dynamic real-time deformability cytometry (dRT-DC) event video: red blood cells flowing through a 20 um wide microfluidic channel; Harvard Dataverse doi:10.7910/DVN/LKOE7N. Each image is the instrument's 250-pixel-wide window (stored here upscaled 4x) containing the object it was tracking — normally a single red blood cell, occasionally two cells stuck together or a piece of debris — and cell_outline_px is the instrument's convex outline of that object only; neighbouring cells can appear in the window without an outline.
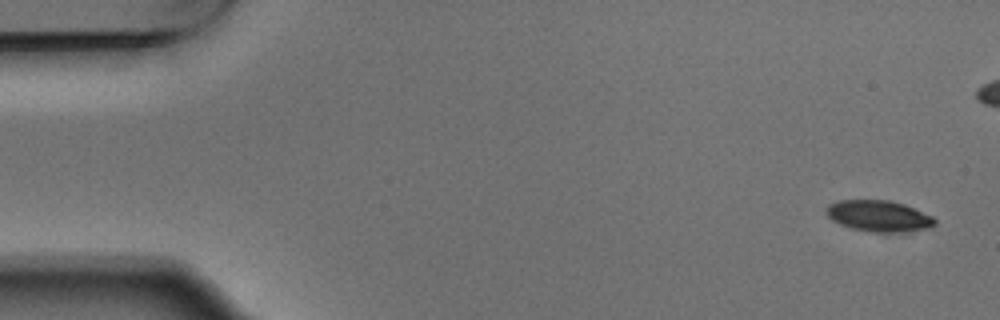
{"species": "Egyptian fruit bat (a non-hibernating species)", "species_latin": "Rousettus aegyptiacus", "temperature_condition": "warm", "stored_images_in_passage": 5, "camera_frame_rate_fps": 3000, "um_per_image_px": 0.085, "animal": {"sex": "male"}, "frame": {"image": 1, "passage_image": 1, "time_ms": 0.0, "image_size_px": [1000, 320], "cell_outline_px": [[936, 224], [928, 228], [896, 232], [872, 232], [852, 228], [840, 224], [832, 220], [824, 212], [824, 208], [828, 204], [836, 200], [892, 200], [904, 204], [932, 216], [936, 220]], "centroid_in_image_um": [74.64, 18.34], "position_along_channel_um": 10.4, "area_um2": 19.77}}